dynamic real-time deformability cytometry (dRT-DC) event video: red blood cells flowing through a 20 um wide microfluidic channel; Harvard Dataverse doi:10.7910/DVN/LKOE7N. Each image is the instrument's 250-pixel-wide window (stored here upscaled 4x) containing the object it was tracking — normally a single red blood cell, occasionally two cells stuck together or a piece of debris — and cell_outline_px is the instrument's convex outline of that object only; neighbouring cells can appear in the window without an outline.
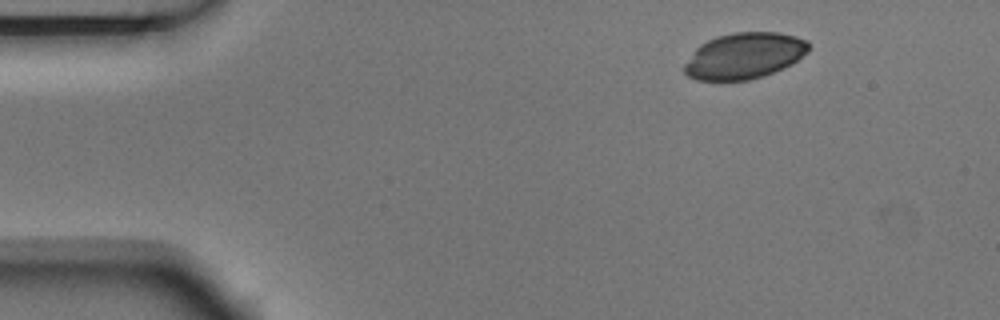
{"species": "Egyptian fruit bat (a non-hibernating species)", "species_latin": "Rousettus aegyptiacus", "temperature_condition": "room temperature", "stored_images_in_passage": 4, "segment_of_instrument_passage": [2, 2], "camera_frame_rate_fps": 3000, "um_per_image_px": 0.085, "animal": {"sex": "male"}, "frame": {"image": 1, "passage_image": 4, "time_ms": 1.0, "image_size_px": [1000, 320], "cell_outline_px": [[808, 52], [792, 64], [784, 68], [764, 76], [748, 80], [696, 80], [688, 76], [684, 72], [684, 64], [696, 48], [700, 44], [716, 36], [736, 32], [780, 32], [796, 36], [808, 40]], "centroid_in_image_um": [63.28, 4.74], "position_along_channel_um": 21.7, "area_um2": 33.52}}